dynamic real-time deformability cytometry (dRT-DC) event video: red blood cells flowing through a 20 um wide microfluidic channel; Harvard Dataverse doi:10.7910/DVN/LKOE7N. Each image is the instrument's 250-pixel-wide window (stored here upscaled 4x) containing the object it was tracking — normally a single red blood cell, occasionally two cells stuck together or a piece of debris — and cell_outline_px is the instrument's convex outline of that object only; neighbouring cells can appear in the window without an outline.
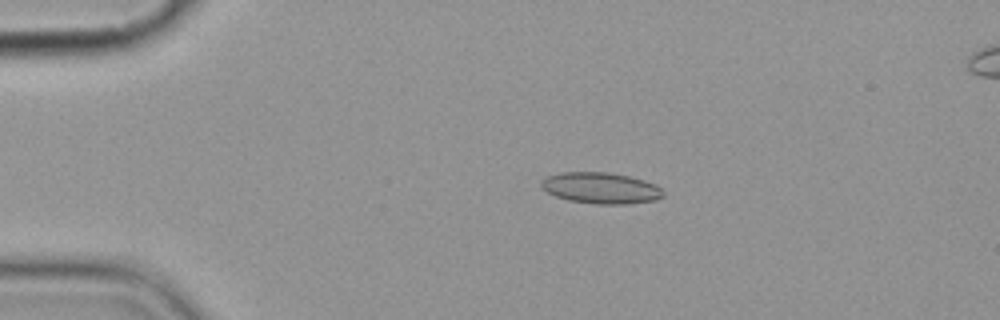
{"species": "common noctule bat (a hibernating species)", "species_latin": "Nyctalus noctula", "temperature_condition": "cold", "stored_images_in_passage": 7, "camera_frame_rate_fps": 3000, "um_per_image_px": 0.085, "animal": {"sex": "female", "body_mass_g": 19.9}, "frame": {"image": 1, "passage_image": 3, "time_ms": 2.333, "image_size_px": [1000, 320], "cell_outline_px": [[664, 196], [656, 200], [628, 204], [596, 204], [568, 200], [556, 196], [540, 188], [540, 180], [548, 176], [560, 172], [608, 172], [628, 176], [644, 180], [656, 184], [664, 192]], "centroid_in_image_um": [51.06, 15.98], "position_along_channel_um": 33.9, "area_um2": 22.31}}
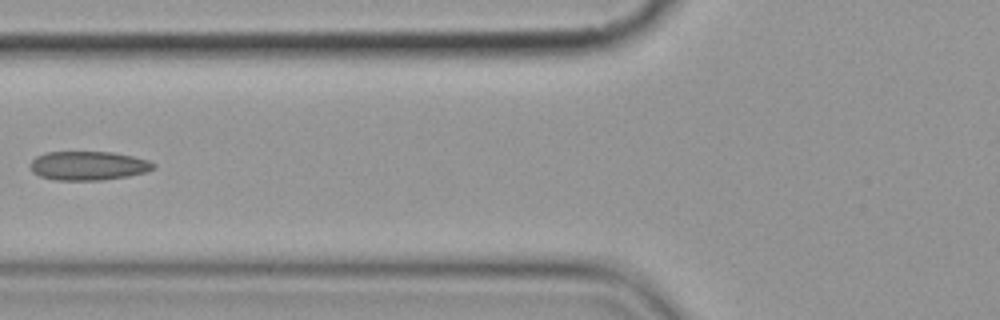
{"frame": {"image": 2, "passage_image": 6, "time_ms": 6.0, "image_size_px": [1000, 320], "cell_outline_px": [[156, 168], [144, 172], [128, 176], [100, 180], [56, 180], [40, 176], [32, 172], [32, 160], [36, 156], [48, 152], [112, 152], [132, 156], [148, 160], [156, 164]], "centroid_in_image_um": [7.53, 14.08], "position_along_channel_um": 118.3, "area_um2": 20.63}}
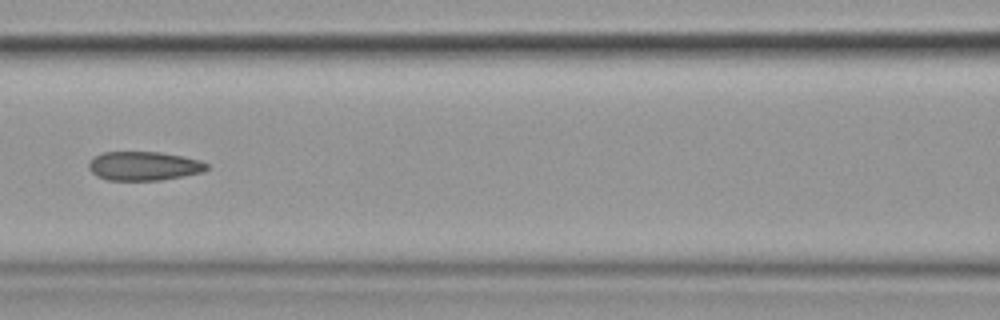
{"frame": {"image": 3, "passage_image": 7, "time_ms": 7.0, "image_size_px": [1000, 320], "cell_outline_px": [[208, 168], [204, 172], [160, 180], [108, 180], [96, 176], [88, 168], [88, 164], [96, 156], [104, 152], [160, 152], [184, 156], [200, 160], [208, 164]], "centroid_in_image_um": [12.25, 14.11], "position_along_channel_um": 154.3, "area_um2": 19.88}}